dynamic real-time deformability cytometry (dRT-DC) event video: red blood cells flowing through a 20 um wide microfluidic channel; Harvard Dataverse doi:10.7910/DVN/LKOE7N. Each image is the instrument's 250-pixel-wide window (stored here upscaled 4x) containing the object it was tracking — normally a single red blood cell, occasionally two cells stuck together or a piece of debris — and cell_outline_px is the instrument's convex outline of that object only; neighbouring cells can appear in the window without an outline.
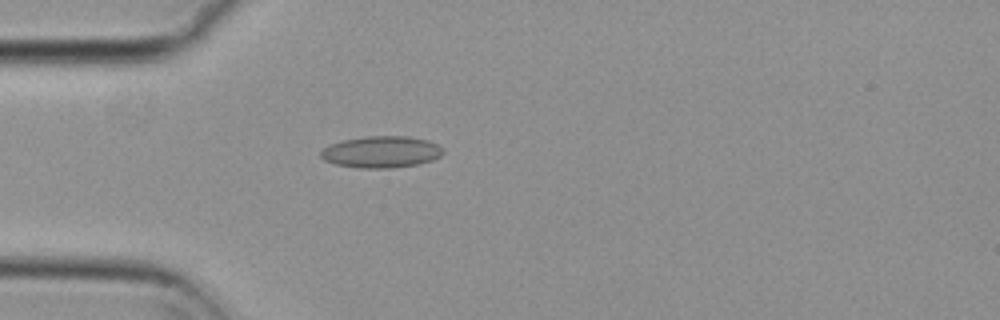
{"species": "common noctule bat (a hibernating species)", "species_latin": "Nyctalus noctula", "temperature_condition": "cold", "stored_images_in_passage": 40, "camera_frame_rate_fps": 3000, "um_per_image_px": 0.085, "animal": {"sex": "female", "body_mass_g": 29.2, "forearm_length_mm": 56.3}, "frame": {"image": 1, "passage_image": 1, "time_ms": 0.0, "image_size_px": [1000, 320], "cell_outline_px": [[444, 152], [440, 156], [432, 160], [416, 164], [392, 168], [360, 168], [336, 164], [324, 160], [320, 156], [320, 152], [324, 148], [332, 144], [344, 140], [364, 136], [408, 136], [428, 140], [444, 148]], "centroid_in_image_um": [32.43, 12.91], "position_along_channel_um": 52.6, "area_um2": 22.48}}
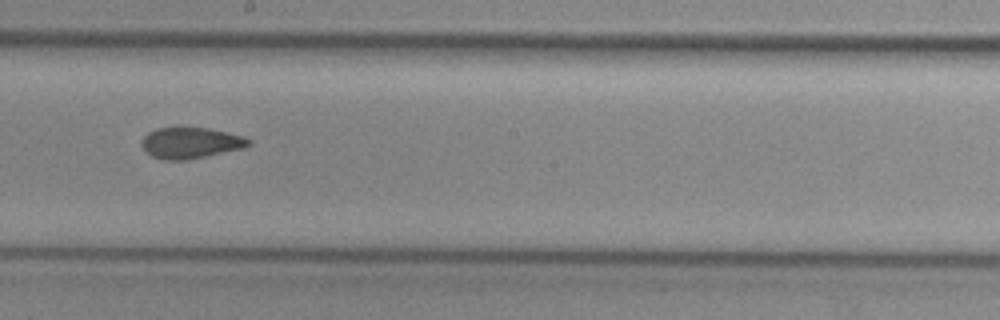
{"frame": {"image": 2, "passage_image": 16, "time_ms": 5.0, "image_size_px": [1000, 320], "cell_outline_px": [[252, 144], [244, 148], [188, 160], [164, 160], [152, 156], [140, 144], [140, 140], [148, 132], [156, 128], [176, 124], [180, 124], [208, 128], [244, 136], [252, 140]], "centroid_in_image_um": [16.19, 12.09], "position_along_channel_um": 232.0, "area_um2": 20.23}}
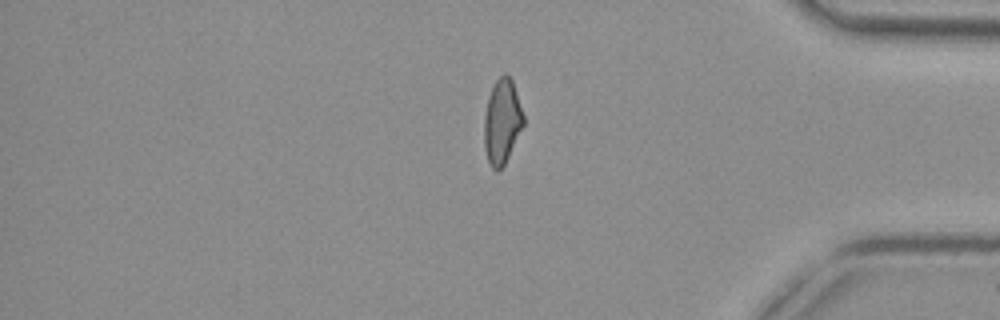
{"frame": {"image": 3, "passage_image": 31, "time_ms": 10.0, "image_size_px": [1000, 320], "cell_outline_px": [[524, 124], [504, 164], [496, 172], [492, 168], [488, 160], [484, 148], [484, 116], [488, 96], [496, 80], [504, 72], [512, 80], [524, 116]], "centroid_in_image_um": [42.66, 10.32], "position_along_channel_um": 392.5, "area_um2": 19.19}, "authors_computed_cell_mechanics": {"area_um2": 19.7676, "velocity_mm_per_s": 3.754, "shape_relaxation_time_tau1_ms": 10.3781, "shape_relaxation_time_tau2_ms": 2.1936, "deformation_change_tau1": 0.1685, "deformation_change_tau2": 0.0768}}